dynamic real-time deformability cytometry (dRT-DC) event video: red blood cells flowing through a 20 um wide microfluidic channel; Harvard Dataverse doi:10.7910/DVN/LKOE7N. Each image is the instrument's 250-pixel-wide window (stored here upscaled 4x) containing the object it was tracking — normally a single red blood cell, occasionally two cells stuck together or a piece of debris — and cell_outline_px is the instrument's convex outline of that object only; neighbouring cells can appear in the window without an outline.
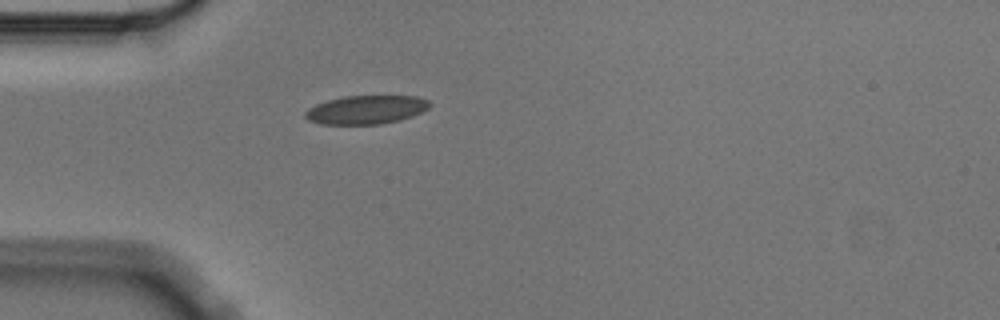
{"species": "Egyptian fruit bat (a non-hibernating species)", "species_latin": "Rousettus aegyptiacus", "temperature_condition": "cold", "stored_images_in_passage": 1, "camera_frame_rate_fps": 3000, "um_per_image_px": 0.085, "animal": {"sex": "male"}, "frame": {"image": 1, "passage_image": 1, "time_ms": 0.0, "image_size_px": [1000, 320], "cell_outline_px": [[432, 104], [428, 108], [412, 116], [400, 120], [380, 124], [320, 124], [308, 120], [304, 116], [304, 112], [308, 108], [316, 104], [328, 100], [344, 96], [416, 96], [428, 100]], "centroid_in_image_um": [31.1, 9.32], "position_along_channel_um": 53.9, "area_um2": 20.75}}